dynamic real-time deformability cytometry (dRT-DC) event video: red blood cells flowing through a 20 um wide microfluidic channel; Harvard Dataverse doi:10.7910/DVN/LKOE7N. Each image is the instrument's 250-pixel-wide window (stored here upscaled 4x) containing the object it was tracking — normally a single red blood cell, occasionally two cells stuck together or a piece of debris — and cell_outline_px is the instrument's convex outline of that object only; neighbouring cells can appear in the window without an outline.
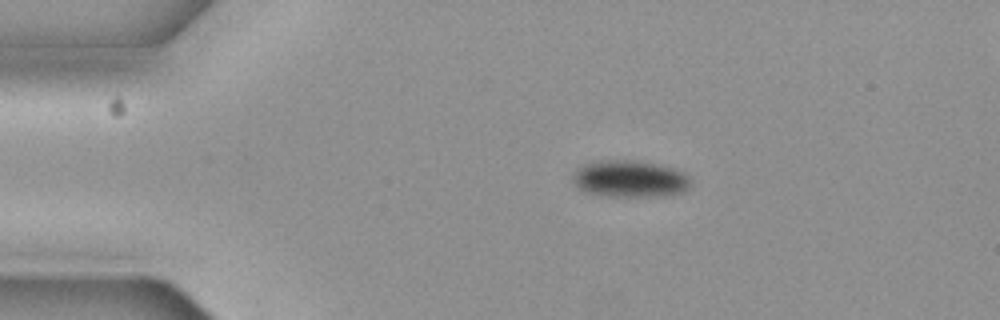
{"species": "common noctule bat (a hibernating species)", "species_latin": "Nyctalus noctula", "temperature_condition": "cold", "stored_images_in_passage": 3, "segment_of_instrument_passage": [1, 2], "camera_frame_rate_fps": 3000, "um_per_image_px": 0.085, "animal": {"sex": "female", "body_mass_g": 19.3, "forearm_length_mm": 54.1}, "frame": {"image": 1, "passage_image": 1, "time_ms": 0.0, "image_size_px": [1000, 320], "cell_outline_px": [[692, 184], [684, 192], [668, 196], [604, 196], [588, 192], [580, 188], [576, 184], [576, 172], [584, 164], [600, 160], [628, 160], [656, 164], [672, 168], [684, 172], [692, 180]], "centroid_in_image_um": [53.64, 15.21], "position_along_channel_um": 31.4, "area_um2": 25.03}}